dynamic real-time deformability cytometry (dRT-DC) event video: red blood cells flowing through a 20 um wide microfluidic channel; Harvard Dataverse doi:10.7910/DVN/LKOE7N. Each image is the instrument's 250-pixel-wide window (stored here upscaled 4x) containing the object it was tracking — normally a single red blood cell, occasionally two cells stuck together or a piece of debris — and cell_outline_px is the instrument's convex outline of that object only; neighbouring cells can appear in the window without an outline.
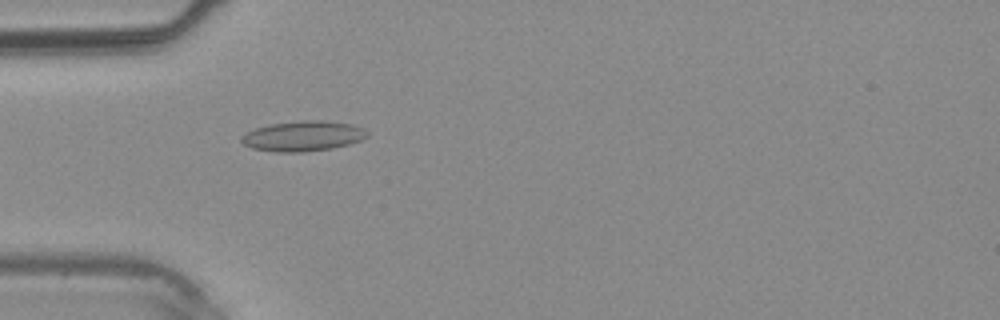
{"species": "common noctule bat (a hibernating species)", "species_latin": "Nyctalus noctula", "temperature_condition": "warm", "stored_images_in_passage": 38, "camera_frame_rate_fps": 3000, "um_per_image_px": 0.085, "animal": {"sex": "male", "body_mass_g": 20.4}, "frame": {"image": 1, "passage_image": 12, "time_ms": 3.667, "image_size_px": [1000, 320], "cell_outline_px": [[368, 136], [360, 140], [348, 144], [332, 148], [304, 152], [276, 152], [252, 148], [244, 144], [240, 140], [240, 136], [256, 128], [272, 124], [304, 120], [324, 120], [352, 124], [364, 128], [368, 132]], "centroid_in_image_um": [25.77, 11.56], "position_along_channel_um": 59.2, "area_um2": 22.08}}